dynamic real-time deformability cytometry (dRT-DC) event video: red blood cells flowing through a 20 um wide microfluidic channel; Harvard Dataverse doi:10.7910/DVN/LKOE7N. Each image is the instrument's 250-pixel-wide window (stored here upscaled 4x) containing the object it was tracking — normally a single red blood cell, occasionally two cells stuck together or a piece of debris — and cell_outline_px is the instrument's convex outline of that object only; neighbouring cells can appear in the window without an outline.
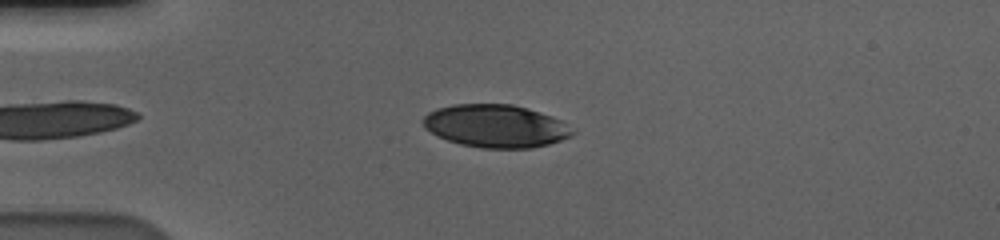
{"species": "human", "species_latin": "Homo sapiens", "temperature_condition": "cold", "stored_images_in_passage": 42, "camera_frame_rate_fps": 3000, "um_per_image_px": 0.085, "donor": {"sex": "male"}, "frame": {"image": 1, "passage_image": 4, "time_ms": 1.0, "image_size_px": [1000, 240], "cell_outline_px": [[576, 132], [572, 136], [548, 144], [532, 148], [480, 148], [460, 144], [436, 136], [424, 128], [420, 120], [428, 112], [436, 108], [452, 104], [512, 104], [528, 108], [552, 116], [560, 120]], "centroid_in_image_um": [42.09, 10.71], "position_along_channel_um": 42.9, "area_um2": 37.57}}
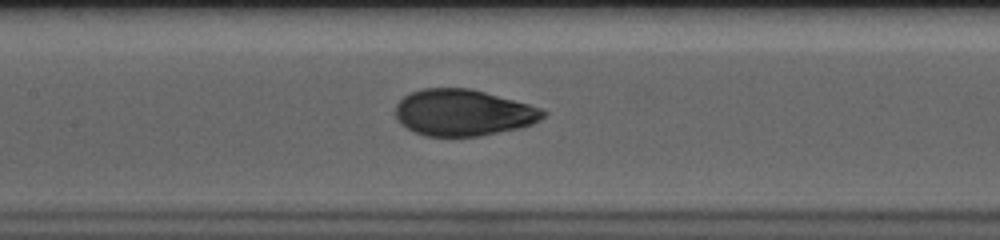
{"frame": {"image": 2, "passage_image": 17, "time_ms": 5.333, "image_size_px": [1000, 240], "cell_outline_px": [[548, 112], [540, 120], [532, 124], [520, 128], [480, 136], [424, 136], [400, 124], [396, 120], [396, 104], [404, 96], [412, 92], [424, 88], [468, 88], [484, 92], [528, 104], [540, 108]], "centroid_in_image_um": [39.36, 9.58], "position_along_channel_um": 168.0, "area_um2": 39.82}}
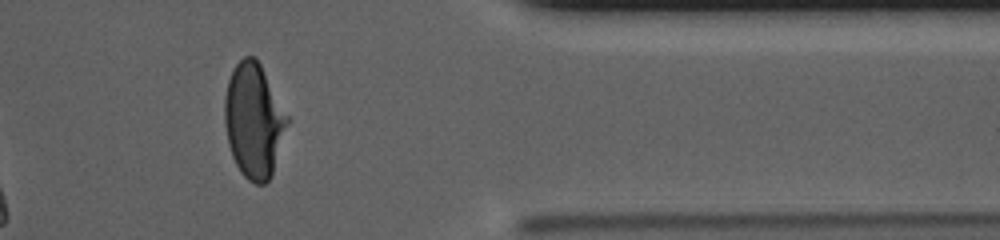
{"frame": {"image": 3, "passage_image": 37, "time_ms": 12.0, "image_size_px": [1000, 240], "cell_outline_px": [[288, 124], [272, 176], [264, 184], [256, 184], [248, 180], [240, 172], [232, 156], [228, 144], [224, 124], [224, 96], [228, 80], [236, 64], [244, 56], [256, 56], [288, 116]], "centroid_in_image_um": [21.56, 10.26], "position_along_channel_um": 389.8, "area_um2": 41.85}, "authors_computed_cell_mechanics": {"area_um2": 40.6045, "velocity_mm_per_s": 3.5808, "shape_relaxation_time_tau1_ms": 4.6444, "shape_relaxation_time_tau2_ms": null, "deformation_change_tau1": 0.18, "deformation_change_tau2": null}}